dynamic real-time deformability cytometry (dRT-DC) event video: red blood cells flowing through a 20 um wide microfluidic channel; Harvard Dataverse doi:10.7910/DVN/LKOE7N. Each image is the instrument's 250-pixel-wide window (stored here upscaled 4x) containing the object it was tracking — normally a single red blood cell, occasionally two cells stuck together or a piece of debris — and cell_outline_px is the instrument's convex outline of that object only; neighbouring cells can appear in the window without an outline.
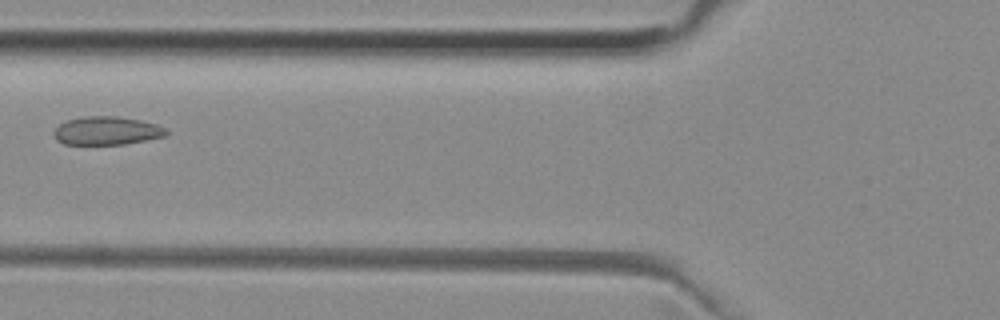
{"species": "common noctule bat (a hibernating species)", "species_latin": "Nyctalus noctula", "temperature_condition": "room temperature", "stored_images_in_passage": 4, "camera_frame_rate_fps": 3000, "um_per_image_px": 0.085, "animal": {"sex": "female", "body_mass_g": 29.2, "forearm_length_mm": 56.3}, "frame": {"image": 1, "passage_image": 4, "time_ms": 1.0, "image_size_px": [1000, 320], "cell_outline_px": [[168, 136], [124, 144], [64, 144], [56, 140], [52, 136], [52, 132], [60, 124], [68, 120], [84, 116], [116, 116], [140, 120], [156, 124], [164, 128], [168, 132]], "centroid_in_image_um": [9.06, 11.12], "position_along_channel_um": 116.7, "area_um2": 18.61}}